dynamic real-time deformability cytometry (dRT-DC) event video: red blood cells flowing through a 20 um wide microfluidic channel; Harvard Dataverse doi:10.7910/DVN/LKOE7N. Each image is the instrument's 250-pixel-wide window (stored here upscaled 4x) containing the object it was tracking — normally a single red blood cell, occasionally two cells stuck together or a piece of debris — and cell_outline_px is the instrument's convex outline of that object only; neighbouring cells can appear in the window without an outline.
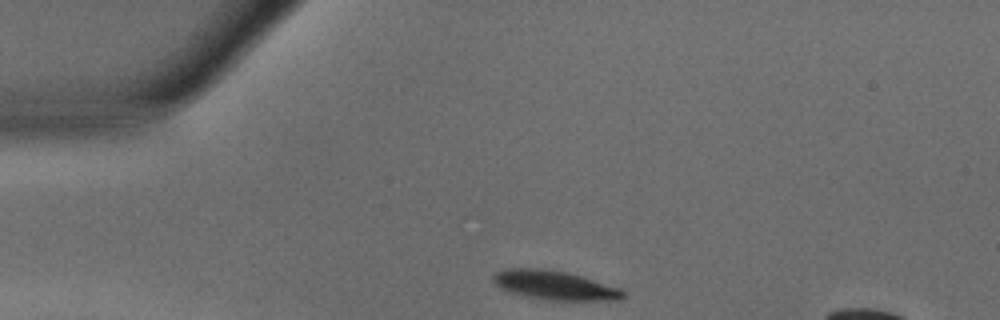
{"species": "common noctule bat (a hibernating species)", "species_latin": "Nyctalus noctula", "temperature_condition": "warm", "stored_images_in_passage": 28, "camera_frame_rate_fps": 3000, "um_per_image_px": 0.085, "animal": {"sex": "male", "body_mass_g": 15.6}, "frame": {"image": 1, "passage_image": 1, "time_ms": 0.0, "image_size_px": [1000, 320], "cell_outline_px": [[628, 296], [620, 300], [548, 300], [528, 296], [512, 292], [500, 288], [492, 280], [492, 276], [496, 272], [504, 268], [544, 268], [564, 272], [580, 276], [620, 288]], "centroid_in_image_um": [47.14, 24.24], "position_along_channel_um": 37.9, "area_um2": 21.85}}
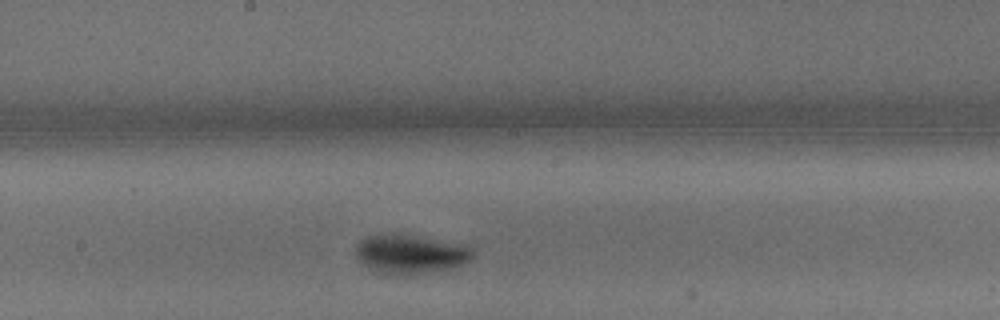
{"frame": {"image": 2, "passage_image": 16, "time_ms": 5.0, "image_size_px": [1000, 320], "cell_outline_px": [[476, 256], [460, 264], [448, 268], [412, 276], [388, 276], [368, 268], [356, 256], [356, 244], [360, 240], [368, 236], [384, 232], [396, 232], [420, 236], [464, 244], [472, 248]], "centroid_in_image_um": [34.85, 21.58], "position_along_channel_um": 213.4, "area_um2": 27.46}}
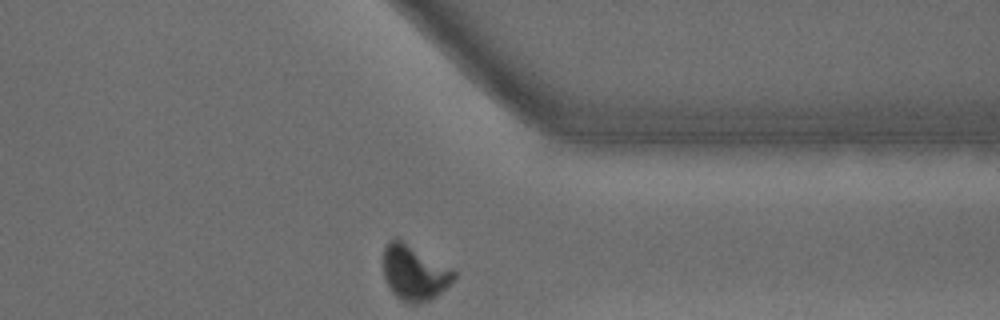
{"frame": {"image": 3, "passage_image": 28, "time_ms": 9.0, "image_size_px": [1000, 320], "cell_outline_px": [[456, 280], [436, 296], [420, 304], [412, 304], [400, 300], [392, 292], [384, 276], [384, 248], [396, 236], [452, 268], [456, 272]], "centroid_in_image_um": [35.25, 23.19], "position_along_channel_um": 376.1, "area_um2": 22.83}, "authors_computed_cell_mechanics": {"area_um2": 24.8829, "velocity_mm_per_s": 4.1833, "shape_relaxation_time_tau1_ms": 2.0555, "shape_relaxation_time_tau2_ms": null, "deformation_change_tau1": 0.1547, "deformation_change_tau2": null}}